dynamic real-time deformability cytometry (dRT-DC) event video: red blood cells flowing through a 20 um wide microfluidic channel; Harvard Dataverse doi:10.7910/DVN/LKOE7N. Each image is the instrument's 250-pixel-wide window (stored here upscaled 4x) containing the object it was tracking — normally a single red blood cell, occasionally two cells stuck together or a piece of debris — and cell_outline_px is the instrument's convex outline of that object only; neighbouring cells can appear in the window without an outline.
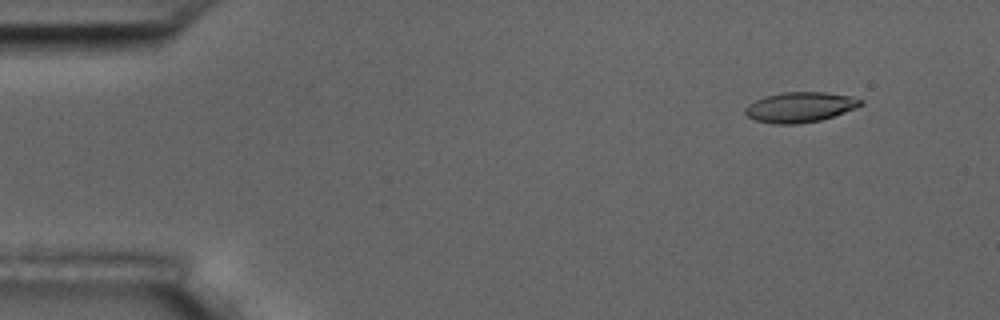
{"species": "common noctule bat (a hibernating species)", "species_latin": "Nyctalus noctula", "temperature_condition": "room temperature", "stored_images_in_passage": 4, "camera_frame_rate_fps": 3000, "um_per_image_px": 0.085, "animal": {"sex": "male", "body_mass_g": 17.5, "forearm_length_mm": 52.3}, "frame": {"image": 1, "passage_image": 1, "time_ms": 0.0, "image_size_px": [1000, 320], "cell_outline_px": [[864, 104], [856, 108], [820, 120], [796, 124], [772, 124], [756, 120], [748, 116], [744, 112], [744, 108], [748, 104], [764, 96], [784, 92], [824, 92], [852, 96], [864, 100]], "centroid_in_image_um": [68.01, 9.1], "position_along_channel_um": 17.0, "area_um2": 20.35}}
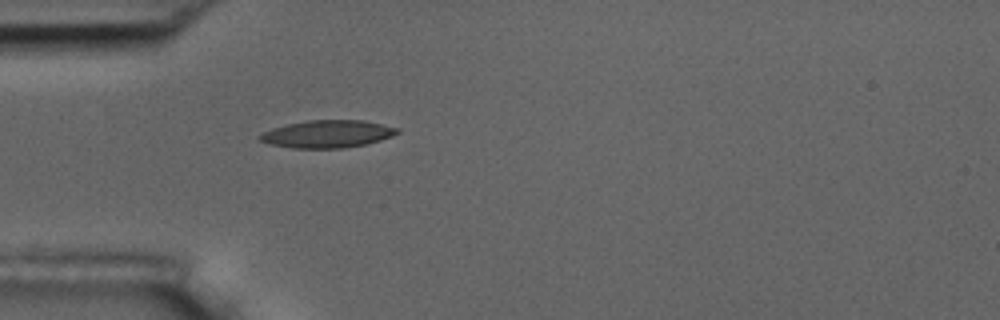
{"frame": {"image": 2, "passage_image": 4, "time_ms": 3.667, "image_size_px": [1000, 320], "cell_outline_px": [[400, 132], [392, 136], [380, 140], [364, 144], [340, 148], [292, 148], [268, 144], [260, 140], [256, 136], [272, 128], [288, 124], [308, 120], [364, 120], [400, 128]], "centroid_in_image_um": [27.82, 11.38], "position_along_channel_um": 57.2, "area_um2": 22.02}}